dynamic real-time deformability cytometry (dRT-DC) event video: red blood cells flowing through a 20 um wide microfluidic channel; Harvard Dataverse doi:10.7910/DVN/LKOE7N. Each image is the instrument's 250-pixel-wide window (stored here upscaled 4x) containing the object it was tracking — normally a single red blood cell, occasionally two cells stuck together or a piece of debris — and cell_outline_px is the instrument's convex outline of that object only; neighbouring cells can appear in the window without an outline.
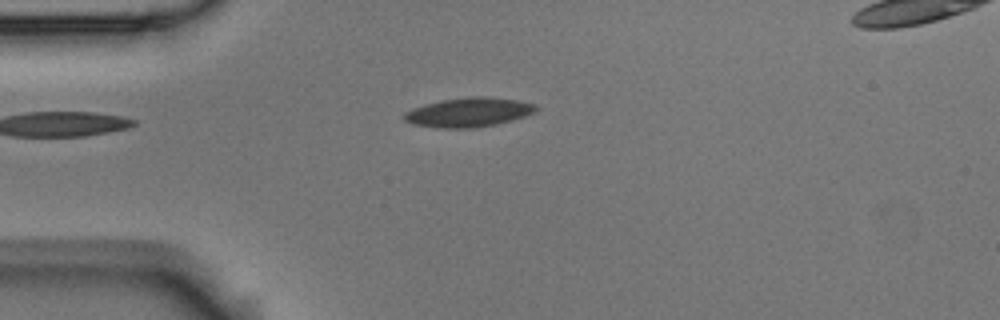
{"species": "Egyptian fruit bat (a non-hibernating species)", "species_latin": "Rousettus aegyptiacus", "temperature_condition": "room temperature", "stored_images_in_passage": 2, "camera_frame_rate_fps": 3000, "um_per_image_px": 0.085, "animal": {"sex": "male"}, "frame": {"image": 1, "passage_image": 2, "time_ms": 0.333, "image_size_px": [1000, 320], "cell_outline_px": [[536, 112], [512, 120], [496, 124], [476, 128], [436, 128], [412, 124], [404, 120], [400, 116], [404, 112], [412, 108], [440, 100], [468, 96], [488, 96], [516, 100], [536, 104]], "centroid_in_image_um": [39.78, 9.54], "position_along_channel_um": 45.2, "area_um2": 22.77}}